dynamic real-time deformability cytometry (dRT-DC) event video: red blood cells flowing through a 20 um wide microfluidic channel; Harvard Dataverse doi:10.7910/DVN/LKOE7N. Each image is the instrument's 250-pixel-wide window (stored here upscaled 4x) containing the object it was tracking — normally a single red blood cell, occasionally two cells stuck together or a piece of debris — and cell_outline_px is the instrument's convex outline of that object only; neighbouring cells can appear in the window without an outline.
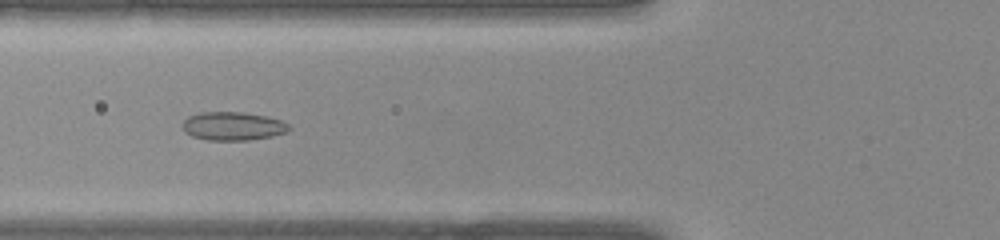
{"species": "common noctule bat (a hibernating species)", "species_latin": "Nyctalus noctula", "temperature_condition": "warm", "stored_images_in_passage": 32, "camera_frame_rate_fps": 3000, "um_per_image_px": 0.085, "animal": {"sex": "female", "body_mass_g": 22.0, "forearm_length_mm": 56.7}, "frame": {"image": 1, "passage_image": 6, "time_ms": 1.667, "image_size_px": [1000, 240], "cell_outline_px": [[292, 128], [288, 132], [272, 136], [248, 140], [208, 140], [192, 136], [184, 132], [180, 124], [188, 116], [200, 112], [244, 112], [264, 116], [280, 120], [288, 124]], "centroid_in_image_um": [19.77, 10.72], "position_along_channel_um": 106.0, "area_um2": 17.8}}
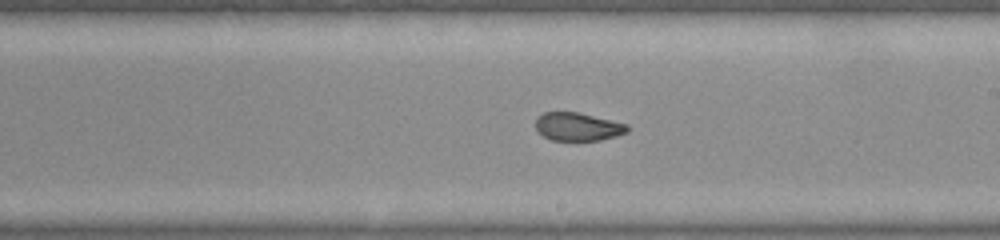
{"frame": {"image": 2, "passage_image": 14, "time_ms": 4.333, "image_size_px": [1000, 240], "cell_outline_px": [[628, 132], [616, 136], [600, 140], [552, 140], [544, 136], [536, 128], [536, 116], [544, 112], [580, 112], [628, 124]], "centroid_in_image_um": [49.12, 10.75], "position_along_channel_um": 239.9, "area_um2": 15.09}}
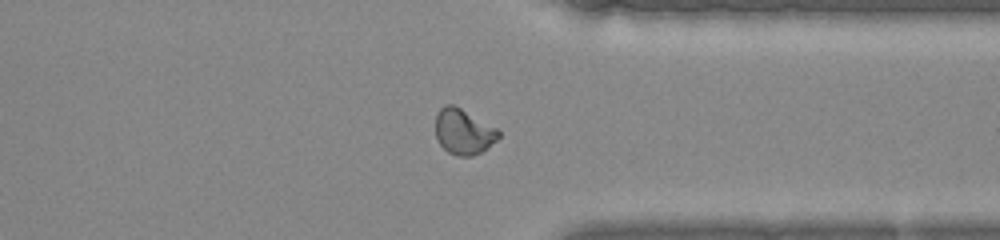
{"frame": {"image": 3, "passage_image": 22, "time_ms": 7.0, "image_size_px": [1000, 240], "cell_outline_px": [[500, 136], [488, 148], [472, 156], [456, 156], [448, 152], [440, 144], [436, 136], [436, 112], [444, 104], [452, 104], [460, 108], [496, 128], [500, 132]], "centroid_in_image_um": [39.38, 11.2], "position_along_channel_um": 372.0, "area_um2": 16.59}}